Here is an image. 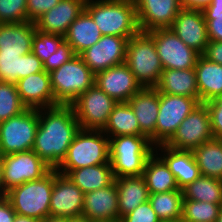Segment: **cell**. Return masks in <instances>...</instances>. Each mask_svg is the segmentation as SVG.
<instances>
[{
	"mask_svg": "<svg viewBox=\"0 0 222 222\" xmlns=\"http://www.w3.org/2000/svg\"><path fill=\"white\" fill-rule=\"evenodd\" d=\"M32 150L52 169L63 161L77 132L81 129L71 105L41 108Z\"/></svg>",
	"mask_w": 222,
	"mask_h": 222,
	"instance_id": "cell-1",
	"label": "cell"
},
{
	"mask_svg": "<svg viewBox=\"0 0 222 222\" xmlns=\"http://www.w3.org/2000/svg\"><path fill=\"white\" fill-rule=\"evenodd\" d=\"M85 10L102 36L131 38L140 31L134 0H87Z\"/></svg>",
	"mask_w": 222,
	"mask_h": 222,
	"instance_id": "cell-2",
	"label": "cell"
},
{
	"mask_svg": "<svg viewBox=\"0 0 222 222\" xmlns=\"http://www.w3.org/2000/svg\"><path fill=\"white\" fill-rule=\"evenodd\" d=\"M154 147L147 136L121 135L109 138V160L114 177L142 176Z\"/></svg>",
	"mask_w": 222,
	"mask_h": 222,
	"instance_id": "cell-3",
	"label": "cell"
},
{
	"mask_svg": "<svg viewBox=\"0 0 222 222\" xmlns=\"http://www.w3.org/2000/svg\"><path fill=\"white\" fill-rule=\"evenodd\" d=\"M54 185V169L38 180L11 188L5 197L18 215L44 220L50 213V199Z\"/></svg>",
	"mask_w": 222,
	"mask_h": 222,
	"instance_id": "cell-4",
	"label": "cell"
},
{
	"mask_svg": "<svg viewBox=\"0 0 222 222\" xmlns=\"http://www.w3.org/2000/svg\"><path fill=\"white\" fill-rule=\"evenodd\" d=\"M110 163L109 137L102 130L80 129L56 170H74Z\"/></svg>",
	"mask_w": 222,
	"mask_h": 222,
	"instance_id": "cell-5",
	"label": "cell"
},
{
	"mask_svg": "<svg viewBox=\"0 0 222 222\" xmlns=\"http://www.w3.org/2000/svg\"><path fill=\"white\" fill-rule=\"evenodd\" d=\"M125 64L142 88L156 87L164 70L154 40L142 31L128 40Z\"/></svg>",
	"mask_w": 222,
	"mask_h": 222,
	"instance_id": "cell-6",
	"label": "cell"
},
{
	"mask_svg": "<svg viewBox=\"0 0 222 222\" xmlns=\"http://www.w3.org/2000/svg\"><path fill=\"white\" fill-rule=\"evenodd\" d=\"M49 75L55 100L62 105H70L95 81V74L80 55L73 56Z\"/></svg>",
	"mask_w": 222,
	"mask_h": 222,
	"instance_id": "cell-7",
	"label": "cell"
},
{
	"mask_svg": "<svg viewBox=\"0 0 222 222\" xmlns=\"http://www.w3.org/2000/svg\"><path fill=\"white\" fill-rule=\"evenodd\" d=\"M38 125L39 111L31 108L0 122V154L32 150Z\"/></svg>",
	"mask_w": 222,
	"mask_h": 222,
	"instance_id": "cell-8",
	"label": "cell"
},
{
	"mask_svg": "<svg viewBox=\"0 0 222 222\" xmlns=\"http://www.w3.org/2000/svg\"><path fill=\"white\" fill-rule=\"evenodd\" d=\"M201 102L193 97L159 92V113L155 126V146L166 144L182 121Z\"/></svg>",
	"mask_w": 222,
	"mask_h": 222,
	"instance_id": "cell-9",
	"label": "cell"
},
{
	"mask_svg": "<svg viewBox=\"0 0 222 222\" xmlns=\"http://www.w3.org/2000/svg\"><path fill=\"white\" fill-rule=\"evenodd\" d=\"M117 103L93 84L70 105L81 129L103 130Z\"/></svg>",
	"mask_w": 222,
	"mask_h": 222,
	"instance_id": "cell-10",
	"label": "cell"
},
{
	"mask_svg": "<svg viewBox=\"0 0 222 222\" xmlns=\"http://www.w3.org/2000/svg\"><path fill=\"white\" fill-rule=\"evenodd\" d=\"M154 40L163 69H190L196 66L200 54L187 46L170 28L147 32Z\"/></svg>",
	"mask_w": 222,
	"mask_h": 222,
	"instance_id": "cell-11",
	"label": "cell"
},
{
	"mask_svg": "<svg viewBox=\"0 0 222 222\" xmlns=\"http://www.w3.org/2000/svg\"><path fill=\"white\" fill-rule=\"evenodd\" d=\"M51 169L33 150L4 155L2 171L4 194L6 195V192L13 187L42 178Z\"/></svg>",
	"mask_w": 222,
	"mask_h": 222,
	"instance_id": "cell-12",
	"label": "cell"
},
{
	"mask_svg": "<svg viewBox=\"0 0 222 222\" xmlns=\"http://www.w3.org/2000/svg\"><path fill=\"white\" fill-rule=\"evenodd\" d=\"M214 139L207 106L200 103L179 125L175 134L165 144L176 149L193 151L201 144Z\"/></svg>",
	"mask_w": 222,
	"mask_h": 222,
	"instance_id": "cell-13",
	"label": "cell"
},
{
	"mask_svg": "<svg viewBox=\"0 0 222 222\" xmlns=\"http://www.w3.org/2000/svg\"><path fill=\"white\" fill-rule=\"evenodd\" d=\"M129 39L112 35L102 36L97 43L83 51L80 56L91 71L96 74L125 63Z\"/></svg>",
	"mask_w": 222,
	"mask_h": 222,
	"instance_id": "cell-14",
	"label": "cell"
},
{
	"mask_svg": "<svg viewBox=\"0 0 222 222\" xmlns=\"http://www.w3.org/2000/svg\"><path fill=\"white\" fill-rule=\"evenodd\" d=\"M84 193L66 176L54 169L50 216L81 217Z\"/></svg>",
	"mask_w": 222,
	"mask_h": 222,
	"instance_id": "cell-15",
	"label": "cell"
},
{
	"mask_svg": "<svg viewBox=\"0 0 222 222\" xmlns=\"http://www.w3.org/2000/svg\"><path fill=\"white\" fill-rule=\"evenodd\" d=\"M139 30L169 28L182 9L180 0H134Z\"/></svg>",
	"mask_w": 222,
	"mask_h": 222,
	"instance_id": "cell-16",
	"label": "cell"
},
{
	"mask_svg": "<svg viewBox=\"0 0 222 222\" xmlns=\"http://www.w3.org/2000/svg\"><path fill=\"white\" fill-rule=\"evenodd\" d=\"M169 28L187 46L203 55L209 39L202 10L182 8Z\"/></svg>",
	"mask_w": 222,
	"mask_h": 222,
	"instance_id": "cell-17",
	"label": "cell"
},
{
	"mask_svg": "<svg viewBox=\"0 0 222 222\" xmlns=\"http://www.w3.org/2000/svg\"><path fill=\"white\" fill-rule=\"evenodd\" d=\"M94 84L116 102H128L142 88L125 63L96 73Z\"/></svg>",
	"mask_w": 222,
	"mask_h": 222,
	"instance_id": "cell-18",
	"label": "cell"
},
{
	"mask_svg": "<svg viewBox=\"0 0 222 222\" xmlns=\"http://www.w3.org/2000/svg\"><path fill=\"white\" fill-rule=\"evenodd\" d=\"M17 91L22 103L31 109L60 105L54 97L50 75L45 70L18 80Z\"/></svg>",
	"mask_w": 222,
	"mask_h": 222,
	"instance_id": "cell-19",
	"label": "cell"
},
{
	"mask_svg": "<svg viewBox=\"0 0 222 222\" xmlns=\"http://www.w3.org/2000/svg\"><path fill=\"white\" fill-rule=\"evenodd\" d=\"M82 216L91 222L119 220L115 180L107 187L84 194Z\"/></svg>",
	"mask_w": 222,
	"mask_h": 222,
	"instance_id": "cell-20",
	"label": "cell"
},
{
	"mask_svg": "<svg viewBox=\"0 0 222 222\" xmlns=\"http://www.w3.org/2000/svg\"><path fill=\"white\" fill-rule=\"evenodd\" d=\"M87 0H60L34 23L43 32L65 36L70 24L84 11Z\"/></svg>",
	"mask_w": 222,
	"mask_h": 222,
	"instance_id": "cell-21",
	"label": "cell"
},
{
	"mask_svg": "<svg viewBox=\"0 0 222 222\" xmlns=\"http://www.w3.org/2000/svg\"><path fill=\"white\" fill-rule=\"evenodd\" d=\"M154 152L173 173L180 190L201 176L192 151L176 150L162 144L155 146Z\"/></svg>",
	"mask_w": 222,
	"mask_h": 222,
	"instance_id": "cell-22",
	"label": "cell"
},
{
	"mask_svg": "<svg viewBox=\"0 0 222 222\" xmlns=\"http://www.w3.org/2000/svg\"><path fill=\"white\" fill-rule=\"evenodd\" d=\"M141 131L155 146V126L159 113V92L155 87L141 88L129 100Z\"/></svg>",
	"mask_w": 222,
	"mask_h": 222,
	"instance_id": "cell-23",
	"label": "cell"
},
{
	"mask_svg": "<svg viewBox=\"0 0 222 222\" xmlns=\"http://www.w3.org/2000/svg\"><path fill=\"white\" fill-rule=\"evenodd\" d=\"M35 29L30 21L0 24V54L31 53Z\"/></svg>",
	"mask_w": 222,
	"mask_h": 222,
	"instance_id": "cell-24",
	"label": "cell"
},
{
	"mask_svg": "<svg viewBox=\"0 0 222 222\" xmlns=\"http://www.w3.org/2000/svg\"><path fill=\"white\" fill-rule=\"evenodd\" d=\"M44 71L43 62L33 53L0 54V81L17 84L18 80Z\"/></svg>",
	"mask_w": 222,
	"mask_h": 222,
	"instance_id": "cell-25",
	"label": "cell"
},
{
	"mask_svg": "<svg viewBox=\"0 0 222 222\" xmlns=\"http://www.w3.org/2000/svg\"><path fill=\"white\" fill-rule=\"evenodd\" d=\"M118 193L119 220L149 200V190L143 176L115 178Z\"/></svg>",
	"mask_w": 222,
	"mask_h": 222,
	"instance_id": "cell-26",
	"label": "cell"
},
{
	"mask_svg": "<svg viewBox=\"0 0 222 222\" xmlns=\"http://www.w3.org/2000/svg\"><path fill=\"white\" fill-rule=\"evenodd\" d=\"M57 171L60 174L66 175L84 194L107 187L115 180L111 163Z\"/></svg>",
	"mask_w": 222,
	"mask_h": 222,
	"instance_id": "cell-27",
	"label": "cell"
},
{
	"mask_svg": "<svg viewBox=\"0 0 222 222\" xmlns=\"http://www.w3.org/2000/svg\"><path fill=\"white\" fill-rule=\"evenodd\" d=\"M155 88L160 93L188 96L199 100L196 72L194 68L185 70H163Z\"/></svg>",
	"mask_w": 222,
	"mask_h": 222,
	"instance_id": "cell-28",
	"label": "cell"
},
{
	"mask_svg": "<svg viewBox=\"0 0 222 222\" xmlns=\"http://www.w3.org/2000/svg\"><path fill=\"white\" fill-rule=\"evenodd\" d=\"M102 33L91 15L84 11L70 24L64 40L71 46L75 55H80L87 48L97 43Z\"/></svg>",
	"mask_w": 222,
	"mask_h": 222,
	"instance_id": "cell-29",
	"label": "cell"
},
{
	"mask_svg": "<svg viewBox=\"0 0 222 222\" xmlns=\"http://www.w3.org/2000/svg\"><path fill=\"white\" fill-rule=\"evenodd\" d=\"M194 69L201 103L222 96V65L200 55Z\"/></svg>",
	"mask_w": 222,
	"mask_h": 222,
	"instance_id": "cell-30",
	"label": "cell"
},
{
	"mask_svg": "<svg viewBox=\"0 0 222 222\" xmlns=\"http://www.w3.org/2000/svg\"><path fill=\"white\" fill-rule=\"evenodd\" d=\"M142 176L149 194L180 190L173 173L155 152L148 158Z\"/></svg>",
	"mask_w": 222,
	"mask_h": 222,
	"instance_id": "cell-31",
	"label": "cell"
},
{
	"mask_svg": "<svg viewBox=\"0 0 222 222\" xmlns=\"http://www.w3.org/2000/svg\"><path fill=\"white\" fill-rule=\"evenodd\" d=\"M109 138L121 135L146 136L140 129L137 118L128 102H118L102 130Z\"/></svg>",
	"mask_w": 222,
	"mask_h": 222,
	"instance_id": "cell-32",
	"label": "cell"
},
{
	"mask_svg": "<svg viewBox=\"0 0 222 222\" xmlns=\"http://www.w3.org/2000/svg\"><path fill=\"white\" fill-rule=\"evenodd\" d=\"M202 176L222 180V139H212L193 151Z\"/></svg>",
	"mask_w": 222,
	"mask_h": 222,
	"instance_id": "cell-33",
	"label": "cell"
},
{
	"mask_svg": "<svg viewBox=\"0 0 222 222\" xmlns=\"http://www.w3.org/2000/svg\"><path fill=\"white\" fill-rule=\"evenodd\" d=\"M149 203L161 222H180L182 216V190L149 195Z\"/></svg>",
	"mask_w": 222,
	"mask_h": 222,
	"instance_id": "cell-34",
	"label": "cell"
},
{
	"mask_svg": "<svg viewBox=\"0 0 222 222\" xmlns=\"http://www.w3.org/2000/svg\"><path fill=\"white\" fill-rule=\"evenodd\" d=\"M182 193L183 200L204 201L222 205V180L201 175L184 187Z\"/></svg>",
	"mask_w": 222,
	"mask_h": 222,
	"instance_id": "cell-35",
	"label": "cell"
},
{
	"mask_svg": "<svg viewBox=\"0 0 222 222\" xmlns=\"http://www.w3.org/2000/svg\"><path fill=\"white\" fill-rule=\"evenodd\" d=\"M221 207L210 202L183 200L180 222H217Z\"/></svg>",
	"mask_w": 222,
	"mask_h": 222,
	"instance_id": "cell-36",
	"label": "cell"
},
{
	"mask_svg": "<svg viewBox=\"0 0 222 222\" xmlns=\"http://www.w3.org/2000/svg\"><path fill=\"white\" fill-rule=\"evenodd\" d=\"M15 84L0 81V122L8 120L25 111Z\"/></svg>",
	"mask_w": 222,
	"mask_h": 222,
	"instance_id": "cell-37",
	"label": "cell"
},
{
	"mask_svg": "<svg viewBox=\"0 0 222 222\" xmlns=\"http://www.w3.org/2000/svg\"><path fill=\"white\" fill-rule=\"evenodd\" d=\"M64 40V36L52 34L35 29L32 44V52L44 62L52 53L57 51L58 46Z\"/></svg>",
	"mask_w": 222,
	"mask_h": 222,
	"instance_id": "cell-38",
	"label": "cell"
},
{
	"mask_svg": "<svg viewBox=\"0 0 222 222\" xmlns=\"http://www.w3.org/2000/svg\"><path fill=\"white\" fill-rule=\"evenodd\" d=\"M26 21L27 0H0V24Z\"/></svg>",
	"mask_w": 222,
	"mask_h": 222,
	"instance_id": "cell-39",
	"label": "cell"
},
{
	"mask_svg": "<svg viewBox=\"0 0 222 222\" xmlns=\"http://www.w3.org/2000/svg\"><path fill=\"white\" fill-rule=\"evenodd\" d=\"M73 56H75V53L71 46L63 40L58 46L57 51L52 53V55L43 62L44 70L50 73L69 61Z\"/></svg>",
	"mask_w": 222,
	"mask_h": 222,
	"instance_id": "cell-40",
	"label": "cell"
},
{
	"mask_svg": "<svg viewBox=\"0 0 222 222\" xmlns=\"http://www.w3.org/2000/svg\"><path fill=\"white\" fill-rule=\"evenodd\" d=\"M204 104L207 106L210 114L211 130L214 139H222V96Z\"/></svg>",
	"mask_w": 222,
	"mask_h": 222,
	"instance_id": "cell-41",
	"label": "cell"
},
{
	"mask_svg": "<svg viewBox=\"0 0 222 222\" xmlns=\"http://www.w3.org/2000/svg\"><path fill=\"white\" fill-rule=\"evenodd\" d=\"M121 222H161L151 207L149 200L139 205L132 212L123 216Z\"/></svg>",
	"mask_w": 222,
	"mask_h": 222,
	"instance_id": "cell-42",
	"label": "cell"
},
{
	"mask_svg": "<svg viewBox=\"0 0 222 222\" xmlns=\"http://www.w3.org/2000/svg\"><path fill=\"white\" fill-rule=\"evenodd\" d=\"M209 41L222 42V12H203Z\"/></svg>",
	"mask_w": 222,
	"mask_h": 222,
	"instance_id": "cell-43",
	"label": "cell"
},
{
	"mask_svg": "<svg viewBox=\"0 0 222 222\" xmlns=\"http://www.w3.org/2000/svg\"><path fill=\"white\" fill-rule=\"evenodd\" d=\"M60 0H27L28 21L35 22L45 12L56 6Z\"/></svg>",
	"mask_w": 222,
	"mask_h": 222,
	"instance_id": "cell-44",
	"label": "cell"
},
{
	"mask_svg": "<svg viewBox=\"0 0 222 222\" xmlns=\"http://www.w3.org/2000/svg\"><path fill=\"white\" fill-rule=\"evenodd\" d=\"M203 56L211 62L222 65V42L209 41Z\"/></svg>",
	"mask_w": 222,
	"mask_h": 222,
	"instance_id": "cell-45",
	"label": "cell"
},
{
	"mask_svg": "<svg viewBox=\"0 0 222 222\" xmlns=\"http://www.w3.org/2000/svg\"><path fill=\"white\" fill-rule=\"evenodd\" d=\"M16 212L10 201L5 197H0V222H14Z\"/></svg>",
	"mask_w": 222,
	"mask_h": 222,
	"instance_id": "cell-46",
	"label": "cell"
},
{
	"mask_svg": "<svg viewBox=\"0 0 222 222\" xmlns=\"http://www.w3.org/2000/svg\"><path fill=\"white\" fill-rule=\"evenodd\" d=\"M212 0H180L182 8L204 10L211 4Z\"/></svg>",
	"mask_w": 222,
	"mask_h": 222,
	"instance_id": "cell-47",
	"label": "cell"
},
{
	"mask_svg": "<svg viewBox=\"0 0 222 222\" xmlns=\"http://www.w3.org/2000/svg\"><path fill=\"white\" fill-rule=\"evenodd\" d=\"M203 12H222V0H212L211 4Z\"/></svg>",
	"mask_w": 222,
	"mask_h": 222,
	"instance_id": "cell-48",
	"label": "cell"
},
{
	"mask_svg": "<svg viewBox=\"0 0 222 222\" xmlns=\"http://www.w3.org/2000/svg\"><path fill=\"white\" fill-rule=\"evenodd\" d=\"M14 222H42L41 220L16 214Z\"/></svg>",
	"mask_w": 222,
	"mask_h": 222,
	"instance_id": "cell-49",
	"label": "cell"
},
{
	"mask_svg": "<svg viewBox=\"0 0 222 222\" xmlns=\"http://www.w3.org/2000/svg\"><path fill=\"white\" fill-rule=\"evenodd\" d=\"M42 222H68V217L48 216Z\"/></svg>",
	"mask_w": 222,
	"mask_h": 222,
	"instance_id": "cell-50",
	"label": "cell"
},
{
	"mask_svg": "<svg viewBox=\"0 0 222 222\" xmlns=\"http://www.w3.org/2000/svg\"><path fill=\"white\" fill-rule=\"evenodd\" d=\"M2 171H3V156L0 154V197L5 196Z\"/></svg>",
	"mask_w": 222,
	"mask_h": 222,
	"instance_id": "cell-51",
	"label": "cell"
},
{
	"mask_svg": "<svg viewBox=\"0 0 222 222\" xmlns=\"http://www.w3.org/2000/svg\"><path fill=\"white\" fill-rule=\"evenodd\" d=\"M68 222H91L89 221L86 217H73V218H68Z\"/></svg>",
	"mask_w": 222,
	"mask_h": 222,
	"instance_id": "cell-52",
	"label": "cell"
},
{
	"mask_svg": "<svg viewBox=\"0 0 222 222\" xmlns=\"http://www.w3.org/2000/svg\"><path fill=\"white\" fill-rule=\"evenodd\" d=\"M217 222H222V207H221V209H220V212H219V216H218Z\"/></svg>",
	"mask_w": 222,
	"mask_h": 222,
	"instance_id": "cell-53",
	"label": "cell"
},
{
	"mask_svg": "<svg viewBox=\"0 0 222 222\" xmlns=\"http://www.w3.org/2000/svg\"><path fill=\"white\" fill-rule=\"evenodd\" d=\"M100 222H121L120 220H112V221H100Z\"/></svg>",
	"mask_w": 222,
	"mask_h": 222,
	"instance_id": "cell-54",
	"label": "cell"
}]
</instances>
